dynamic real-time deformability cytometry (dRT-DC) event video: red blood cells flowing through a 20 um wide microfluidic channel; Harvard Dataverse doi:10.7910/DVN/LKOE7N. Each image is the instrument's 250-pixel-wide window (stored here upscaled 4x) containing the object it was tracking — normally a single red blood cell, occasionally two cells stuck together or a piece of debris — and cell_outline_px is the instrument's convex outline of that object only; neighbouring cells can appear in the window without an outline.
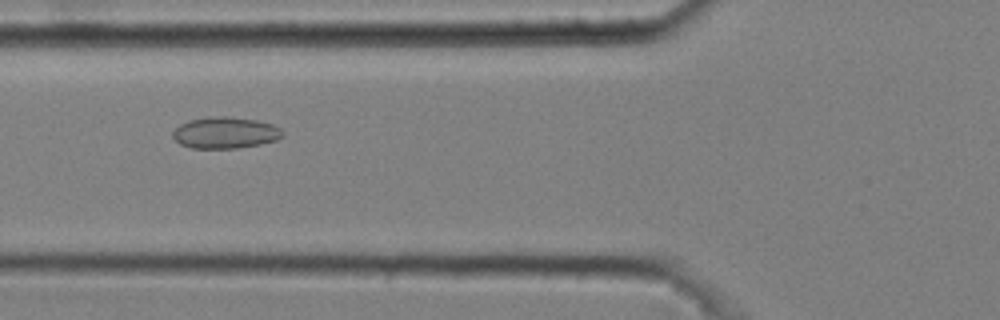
{"species": "common noctule bat (a hibernating species)", "species_latin": "Nyctalus noctula", "temperature_condition": "cold", "stored_images_in_passage": 6, "camera_frame_rate_fps": 3000, "um_per_image_px": 0.085, "animal": {"sex": "male", "body_mass_g": 20.4}, "frame": {"image": 1, "passage_image": 2, "time_ms": 0.333, "image_size_px": [1000, 320], "cell_outline_px": [[284, 136], [276, 140], [260, 144], [236, 148], [192, 148], [180, 144], [172, 136], [172, 132], [180, 124], [188, 120], [208, 116], [224, 116], [256, 120], [272, 124], [280, 128], [284, 132]], "centroid_in_image_um": [19.14, 11.27], "position_along_channel_um": 106.7, "area_um2": 20.17}}
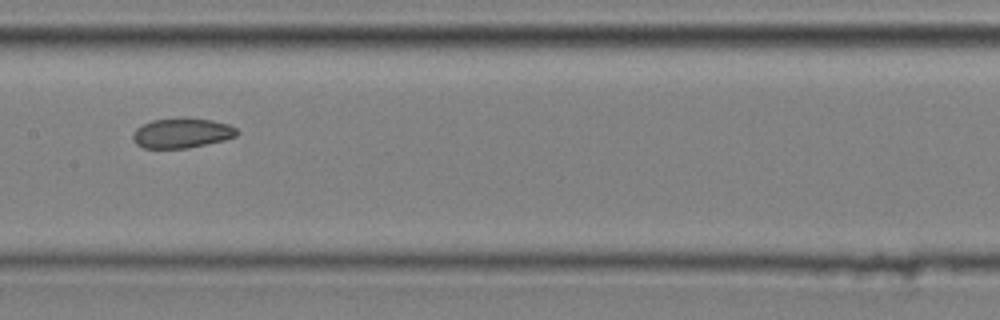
{"frame": {"image": 2, "passage_image": 4, "time_ms": 1.0, "image_size_px": [1000, 320], "cell_outline_px": [[240, 132], [236, 136], [224, 140], [188, 148], [144, 148], [136, 144], [132, 140], [132, 132], [136, 128], [152, 120], [212, 120], [228, 124], [236, 128]], "centroid_in_image_um": [15.44, 11.35], "position_along_channel_um": 192.0, "area_um2": 17.63}}
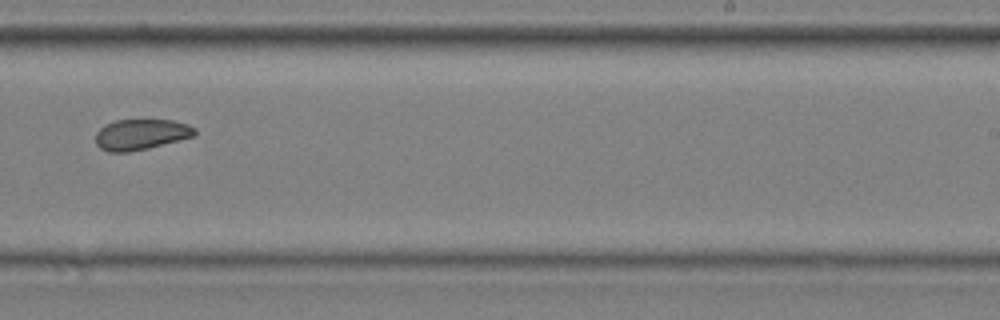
{"frame": {"image": 3, "passage_image": 6, "time_ms": 1.667, "image_size_px": [1000, 320], "cell_outline_px": [[196, 132], [192, 136], [180, 140], [148, 148], [128, 152], [108, 152], [100, 148], [96, 144], [96, 132], [100, 128], [116, 120], [172, 120], [188, 124], [196, 128]], "centroid_in_image_um": [11.98, 11.43], "position_along_channel_um": 277.0, "area_um2": 17.63}}